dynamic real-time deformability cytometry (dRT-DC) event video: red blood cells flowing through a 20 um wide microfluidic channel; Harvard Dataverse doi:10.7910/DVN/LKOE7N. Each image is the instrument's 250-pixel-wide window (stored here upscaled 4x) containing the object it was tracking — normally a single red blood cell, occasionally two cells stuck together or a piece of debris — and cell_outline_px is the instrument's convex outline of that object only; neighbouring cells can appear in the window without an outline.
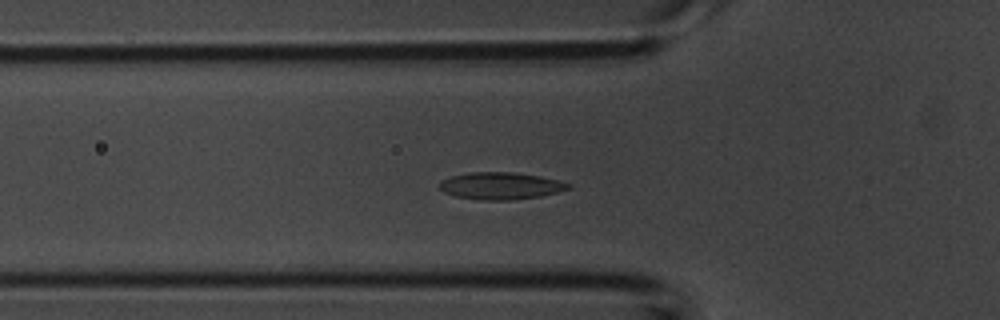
{"species": "common noctule bat (a hibernating species)", "species_latin": "Nyctalus noctula", "temperature_condition": "room temperature", "stored_images_in_passage": 47, "camera_frame_rate_fps": 3000, "um_per_image_px": 0.085, "animal": {"sex": "male", "body_mass_g": 20.1, "forearm_length_mm": 53.5}, "frame": {"image": 1, "passage_image": 16, "time_ms": 5.0, "image_size_px": [1000, 320], "cell_outline_px": [[572, 188], [540, 196], [512, 200], [480, 200], [456, 196], [444, 192], [440, 188], [440, 180], [452, 176], [472, 172], [512, 172], [540, 176], [560, 180], [572, 184]], "centroid_in_image_um": [42.59, 15.79], "position_along_channel_um": 83.2, "area_um2": 20.35}}
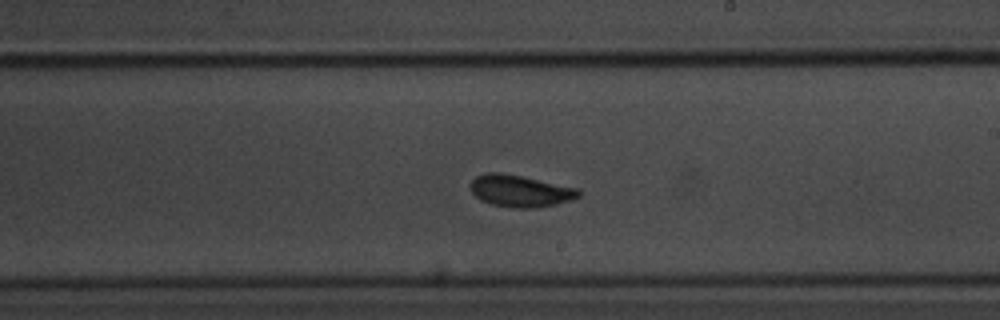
{"frame": {"image": 2, "passage_image": 29, "time_ms": 9.333, "image_size_px": [1000, 320], "cell_outline_px": [[580, 196], [572, 200], [556, 204], [536, 208], [516, 208], [488, 204], [480, 200], [472, 192], [472, 180], [476, 176], [484, 172], [500, 172], [580, 188]], "centroid_in_image_um": [44.23, 16.24], "position_along_channel_um": 244.8, "area_um2": 20.17}}
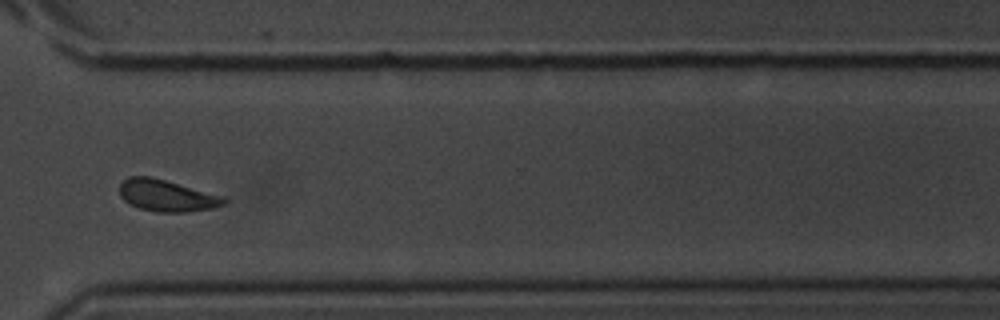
{"frame": {"image": 3, "passage_image": 38, "time_ms": 12.333, "image_size_px": [1000, 320], "cell_outline_px": [[228, 200], [224, 204], [212, 208], [188, 212], [156, 212], [140, 208], [128, 204], [120, 196], [120, 184], [128, 176], [152, 176], [228, 196]], "centroid_in_image_um": [14.22, 16.61], "position_along_channel_um": 356.4, "area_um2": 19.77}, "authors_computed_cell_mechanics": {"area_um2": 19.652, "velocity_mm_per_s": 3.7137, "shape_relaxation_time_tau1_ms": 2.3677, "shape_relaxation_time_tau2_ms": 1.4729, "deformation_change_tau1": 0.0988, "deformation_change_tau2": 0.0779}}